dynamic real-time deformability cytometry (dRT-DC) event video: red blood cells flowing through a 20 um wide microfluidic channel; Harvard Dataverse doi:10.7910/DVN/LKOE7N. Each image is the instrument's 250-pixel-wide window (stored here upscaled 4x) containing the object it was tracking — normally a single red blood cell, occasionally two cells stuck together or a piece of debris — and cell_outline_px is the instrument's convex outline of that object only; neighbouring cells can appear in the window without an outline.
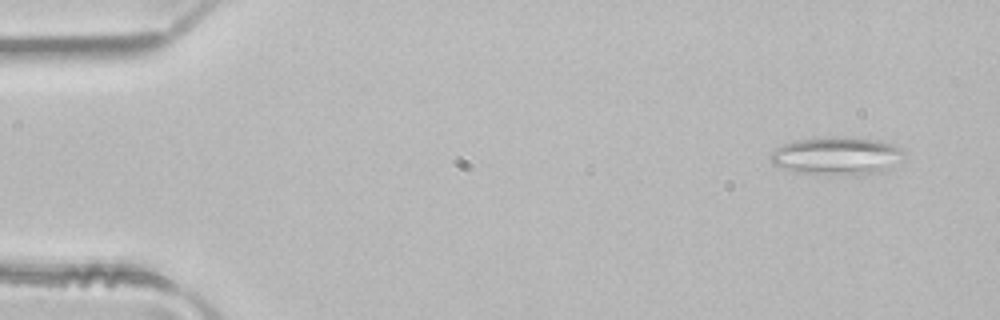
{"species": "common noctule bat (a hibernating species)", "species_latin": "Nyctalus noctula", "temperature_condition": "room temperature", "stored_images_in_passage": 4, "camera_frame_rate_fps": 3000, "um_per_image_px": 0.085, "animal": {"sex": "male", "body_mass_g": 21.5, "forearm_length_mm": 52.0}, "frame": {"image": 1, "passage_image": 1, "time_ms": 0.0, "image_size_px": [1000, 320], "cell_outline_px": [[904, 152], [888, 168], [880, 172], [864, 176], [856, 176], [796, 172], [772, 164], [772, 152], [776, 148], [784, 144], [796, 140], [824, 136], [836, 136], [880, 140], [896, 144], [904, 148]], "centroid_in_image_um": [71.15, 13.24], "position_along_channel_um": 13.9, "area_um2": 29.65}}